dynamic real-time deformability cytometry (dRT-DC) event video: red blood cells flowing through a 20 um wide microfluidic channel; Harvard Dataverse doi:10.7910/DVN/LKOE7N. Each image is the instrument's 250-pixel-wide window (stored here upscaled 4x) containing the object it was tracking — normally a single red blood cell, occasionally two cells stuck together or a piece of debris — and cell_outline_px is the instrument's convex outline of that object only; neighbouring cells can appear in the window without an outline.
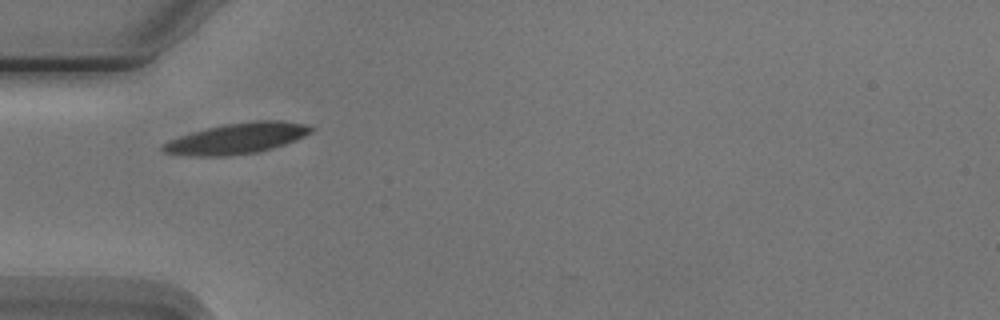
{"species": "Egyptian fruit bat (a non-hibernating species)", "species_latin": "Rousettus aegyptiacus", "temperature_condition": "cold", "stored_images_in_passage": 2, "camera_frame_rate_fps": 3000, "um_per_image_px": 0.085, "animal": {"sex": "male"}, "frame": {"image": 1, "passage_image": 1, "time_ms": 0.0, "image_size_px": [1000, 320], "cell_outline_px": [[316, 128], [312, 132], [296, 140], [284, 144], [256, 152], [228, 156], [188, 156], [164, 152], [160, 148], [160, 144], [168, 140], [192, 132], [224, 124], [256, 120], [280, 120], [312, 124]], "centroid_in_image_um": [20.17, 11.75], "position_along_channel_um": 64.8, "area_um2": 26.76}}
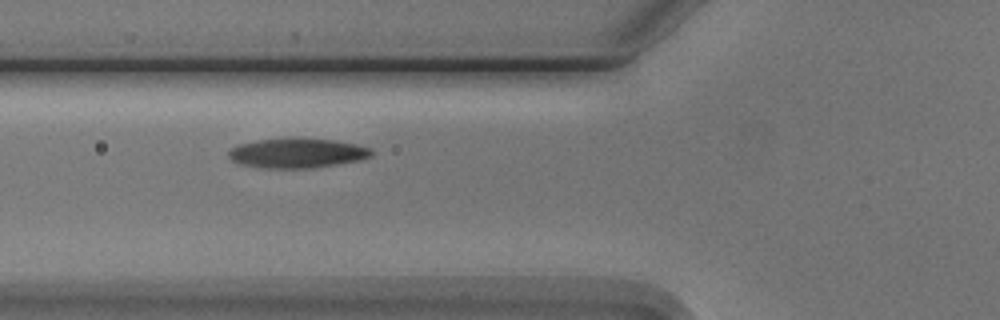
{"frame": {"image": 2, "passage_image": 2, "time_ms": 1.0, "image_size_px": [1000, 320], "cell_outline_px": [[372, 156], [360, 160], [312, 168], [260, 168], [240, 164], [232, 160], [228, 156], [228, 152], [232, 148], [240, 144], [256, 140], [292, 136], [336, 140], [356, 144], [372, 148]], "centroid_in_image_um": [25.26, 12.99], "position_along_channel_um": 100.5, "area_um2": 25.26}}